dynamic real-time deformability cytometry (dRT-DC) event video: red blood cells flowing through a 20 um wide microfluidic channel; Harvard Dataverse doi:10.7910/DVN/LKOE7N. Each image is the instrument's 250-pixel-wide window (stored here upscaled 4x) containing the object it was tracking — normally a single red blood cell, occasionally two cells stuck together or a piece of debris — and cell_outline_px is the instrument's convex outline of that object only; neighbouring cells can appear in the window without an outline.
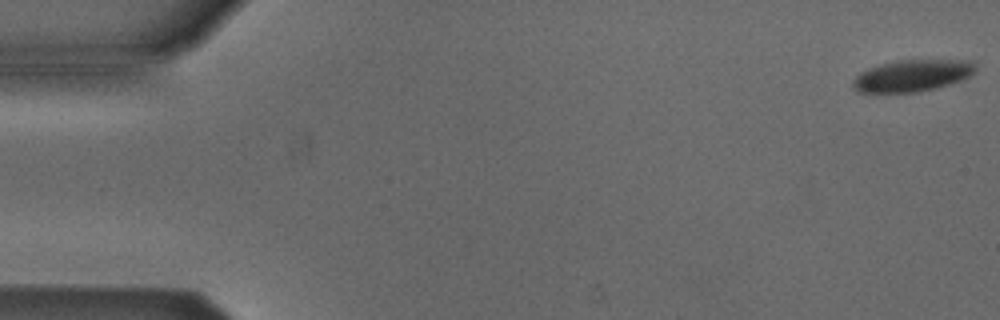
{"species": "Egyptian fruit bat (a non-hibernating species)", "species_latin": "Rousettus aegyptiacus", "temperature_condition": "cold", "stored_images_in_passage": 4, "camera_frame_rate_fps": 3000, "um_per_image_px": 0.085, "animal": {"sex": "male"}, "frame": {"image": 1, "passage_image": 1, "time_ms": 0.0, "image_size_px": [1000, 320], "cell_outline_px": [[976, 68], [968, 76], [960, 80], [936, 88], [916, 92], [860, 92], [852, 84], [852, 80], [860, 72], [868, 68], [880, 64], [896, 60], [972, 60]], "centroid_in_image_um": [77.52, 6.41], "position_along_channel_um": 7.5, "area_um2": 22.43}}
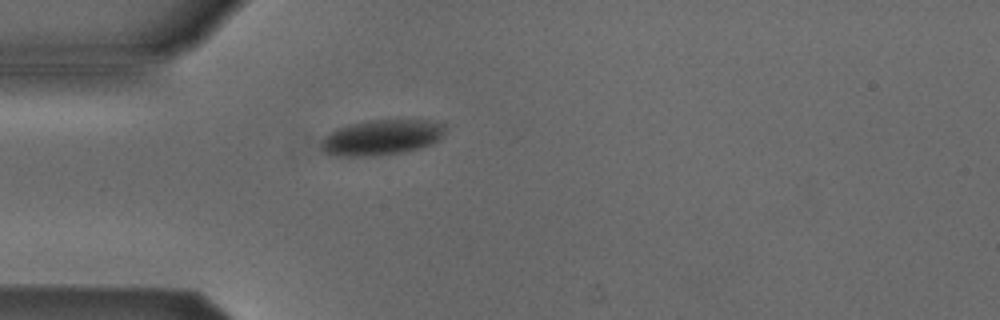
{"frame": {"image": 2, "passage_image": 4, "time_ms": 4.667, "image_size_px": [1000, 320], "cell_outline_px": [[448, 124], [444, 136], [440, 140], [432, 144], [420, 148], [404, 152], [380, 156], [328, 156], [320, 148], [320, 140], [328, 132], [336, 128], [348, 124], [368, 120], [432, 120]], "centroid_in_image_um": [32.44, 11.68], "position_along_channel_um": 52.6, "area_um2": 26.53}}